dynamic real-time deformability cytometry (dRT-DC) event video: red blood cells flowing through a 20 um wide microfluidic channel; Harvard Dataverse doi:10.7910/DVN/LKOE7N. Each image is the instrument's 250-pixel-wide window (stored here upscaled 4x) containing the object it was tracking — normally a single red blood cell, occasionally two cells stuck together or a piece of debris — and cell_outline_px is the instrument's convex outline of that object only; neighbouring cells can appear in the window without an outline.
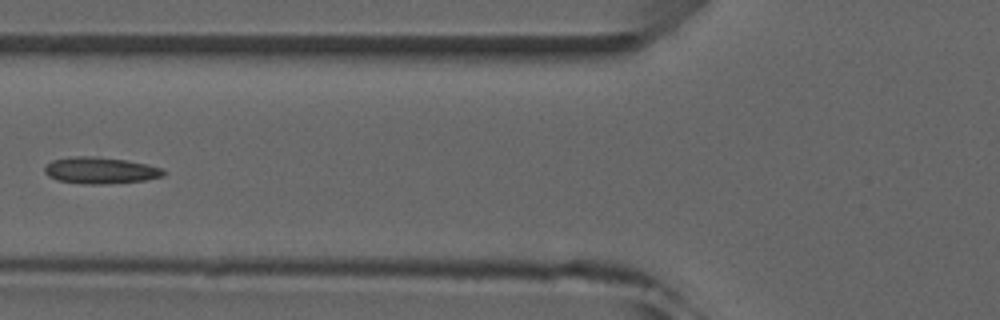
{"species": "common noctule bat (a hibernating species)", "species_latin": "Nyctalus noctula", "temperature_condition": "room temperature", "stored_images_in_passage": 2, "camera_frame_rate_fps": 3000, "um_per_image_px": 0.085, "animal": {"sex": "male", "forearm_length_mm": 52.5}, "frame": {"image": 1, "passage_image": 2, "time_ms": 1.0, "image_size_px": [1000, 320], "cell_outline_px": [[164, 176], [144, 180], [104, 184], [88, 184], [56, 180], [48, 176], [44, 172], [44, 164], [52, 160], [72, 156], [96, 156], [124, 160], [148, 164], [160, 168], [164, 172]], "centroid_in_image_um": [8.47, 14.48], "position_along_channel_um": 117.3, "area_um2": 18.38}}